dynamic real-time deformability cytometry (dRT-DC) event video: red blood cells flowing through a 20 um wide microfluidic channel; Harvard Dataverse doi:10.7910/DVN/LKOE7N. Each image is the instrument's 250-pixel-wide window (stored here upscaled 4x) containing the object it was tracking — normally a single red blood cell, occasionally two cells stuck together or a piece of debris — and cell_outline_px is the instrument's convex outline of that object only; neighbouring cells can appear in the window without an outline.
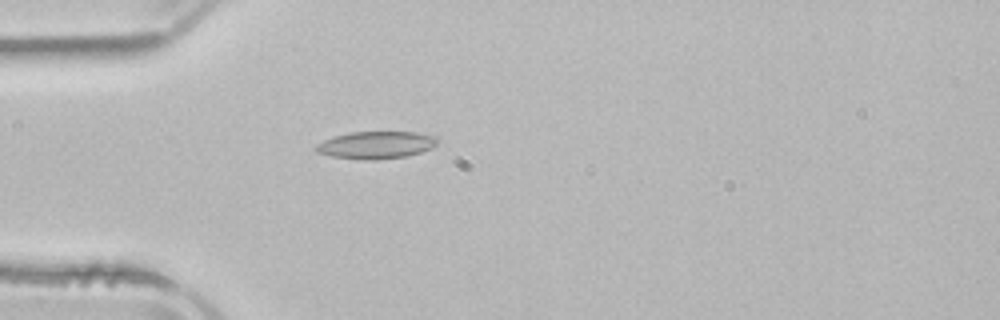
{"species": "common noctule bat (a hibernating species)", "species_latin": "Nyctalus noctula", "temperature_condition": "room temperature", "stored_images_in_passage": 4, "camera_frame_rate_fps": 3000, "um_per_image_px": 0.085, "animal": {"sex": "male", "body_mass_g": 21.5, "forearm_length_mm": 52.0}, "frame": {"image": 1, "passage_image": 4, "time_ms": 4.333, "image_size_px": [1000, 320], "cell_outline_px": [[436, 144], [432, 148], [420, 152], [404, 156], [372, 160], [364, 160], [332, 156], [316, 152], [312, 148], [316, 144], [332, 136], [348, 132], [416, 132], [436, 136]], "centroid_in_image_um": [31.9, 12.32], "position_along_channel_um": 53.1, "area_um2": 19.36}}